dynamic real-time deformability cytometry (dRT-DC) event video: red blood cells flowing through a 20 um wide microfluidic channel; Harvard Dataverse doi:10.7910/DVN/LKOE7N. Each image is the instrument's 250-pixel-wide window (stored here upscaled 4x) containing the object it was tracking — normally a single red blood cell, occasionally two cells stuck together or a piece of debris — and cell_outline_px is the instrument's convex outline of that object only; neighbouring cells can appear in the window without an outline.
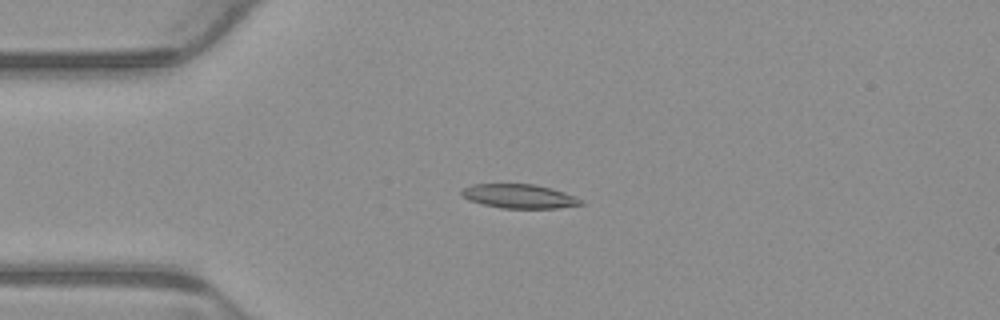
{"species": "common noctule bat (a hibernating species)", "species_latin": "Nyctalus noctula", "temperature_condition": "warm", "stored_images_in_passage": 4, "camera_frame_rate_fps": 3000, "um_per_image_px": 0.085, "animal": {"sex": "male", "body_mass_g": 23.1, "forearm_length_mm": 52.7}, "frame": {"image": 1, "passage_image": 3, "time_ms": 0.667, "image_size_px": [1000, 320], "cell_outline_px": [[584, 204], [556, 208], [500, 208], [468, 200], [460, 196], [460, 192], [464, 188], [472, 184], [536, 184], [552, 188], [564, 192], [580, 200]], "centroid_in_image_um": [44.08, 16.67], "position_along_channel_um": 40.9, "area_um2": 16.65}}